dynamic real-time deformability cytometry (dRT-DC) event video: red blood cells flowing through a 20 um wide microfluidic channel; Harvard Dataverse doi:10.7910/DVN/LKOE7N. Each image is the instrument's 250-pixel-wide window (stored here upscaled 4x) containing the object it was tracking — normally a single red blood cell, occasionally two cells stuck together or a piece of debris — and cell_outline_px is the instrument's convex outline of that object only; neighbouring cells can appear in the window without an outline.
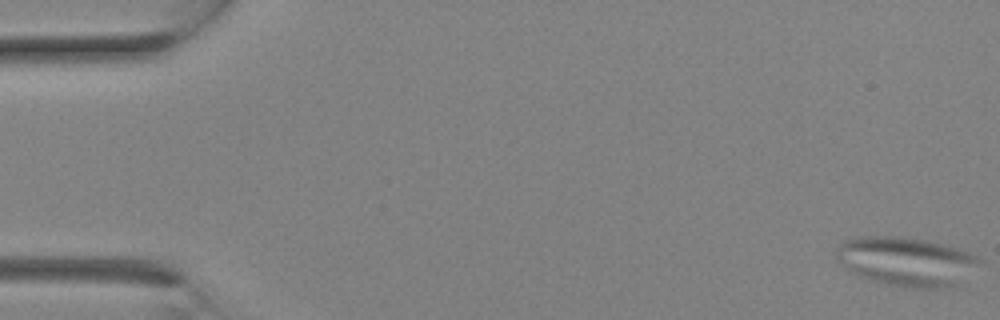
{"species": "Egyptian fruit bat (a non-hibernating species)", "species_latin": "Rousettus aegyptiacus", "temperature_condition": "room temperature", "stored_images_in_passage": 9, "camera_frame_rate_fps": 3000, "um_per_image_px": 0.085, "animal": {"sex": "female"}, "frame": {"image": 1, "passage_image": 1, "time_ms": 0.0, "image_size_px": [1000, 320], "cell_outline_px": [[984, 260], [960, 288], [912, 288], [884, 284], [856, 276], [836, 256], [836, 248], [844, 240], [864, 236], [896, 236], [924, 240], [940, 244], [968, 252]], "centroid_in_image_um": [77.13, 22.26], "position_along_channel_um": 7.9, "area_um2": 41.38}}
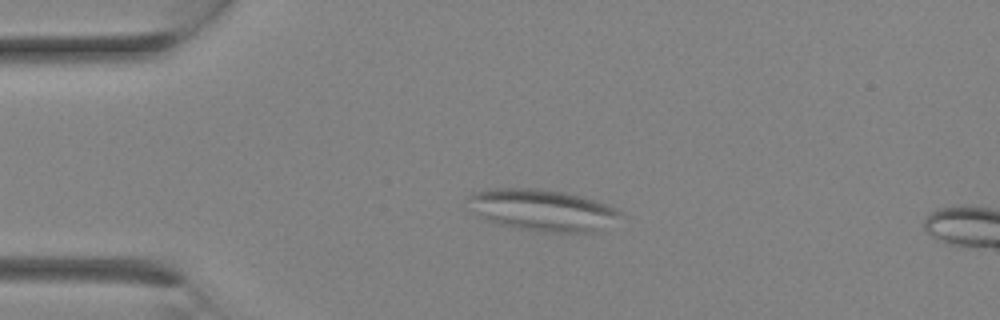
{"frame": {"image": 2, "passage_image": 7, "time_ms": 2.0, "image_size_px": [1000, 320], "cell_outline_px": [[624, 216], [596, 232], [536, 232], [496, 224], [488, 220], [476, 212], [468, 196], [472, 192], [488, 188], [536, 188], [564, 192], [596, 200], [616, 208]], "centroid_in_image_um": [46.15, 17.86], "position_along_channel_um": 38.9, "area_um2": 36.88}}